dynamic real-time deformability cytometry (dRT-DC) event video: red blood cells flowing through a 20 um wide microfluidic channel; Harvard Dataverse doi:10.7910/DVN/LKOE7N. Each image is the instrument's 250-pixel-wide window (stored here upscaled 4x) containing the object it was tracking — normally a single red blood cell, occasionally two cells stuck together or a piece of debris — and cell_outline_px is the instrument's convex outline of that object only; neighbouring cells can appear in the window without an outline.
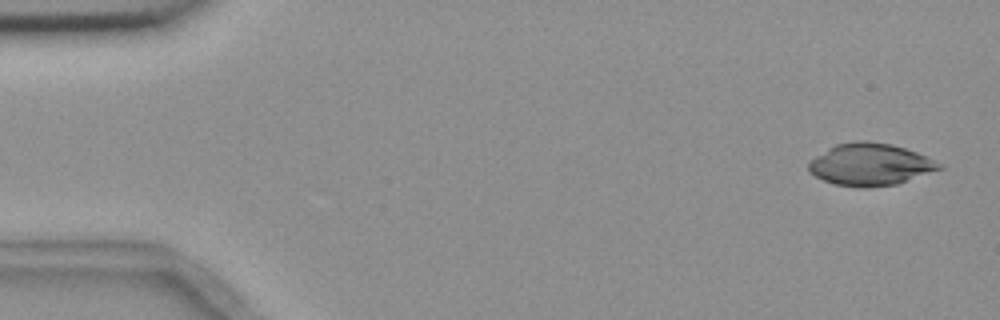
{"species": "common noctule bat (a hibernating species)", "species_latin": "Nyctalus noctula", "temperature_condition": "room temperature", "stored_images_in_passage": 4, "camera_frame_rate_fps": 3000, "um_per_image_px": 0.085, "animal": {"sex": "female", "body_mass_g": 18.4}, "frame": {"image": 1, "passage_image": 1, "time_ms": 0.0, "image_size_px": [1000, 320], "cell_outline_px": [[944, 168], [896, 184], [864, 188], [860, 188], [836, 184], [824, 180], [816, 176], [808, 168], [808, 160], [828, 148], [836, 144], [856, 140], [864, 140], [892, 144], [916, 152], [940, 164]], "centroid_in_image_um": [73.93, 13.97], "position_along_channel_um": 11.1, "area_um2": 31.85}}